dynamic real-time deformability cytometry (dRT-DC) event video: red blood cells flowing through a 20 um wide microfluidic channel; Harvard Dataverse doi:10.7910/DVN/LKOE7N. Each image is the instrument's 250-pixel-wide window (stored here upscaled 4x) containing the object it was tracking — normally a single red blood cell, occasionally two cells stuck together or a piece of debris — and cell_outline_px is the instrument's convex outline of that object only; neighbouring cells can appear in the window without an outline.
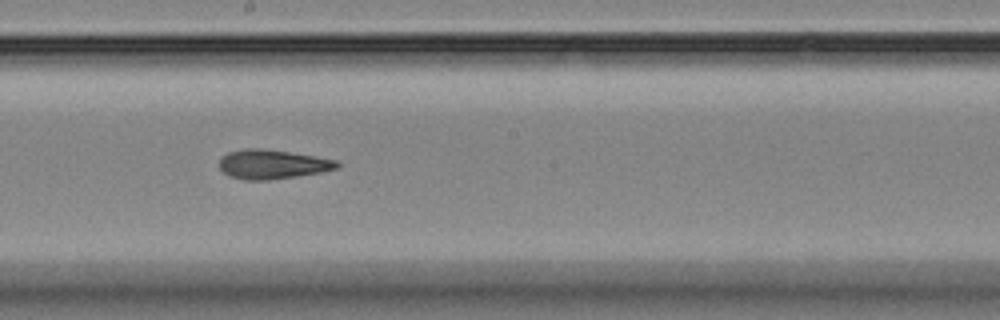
{"species": "Egyptian fruit bat (a non-hibernating species)", "species_latin": "Rousettus aegyptiacus", "temperature_condition": "room temperature", "stored_images_in_passage": 12, "camera_frame_rate_fps": 3000, "um_per_image_px": 0.085, "animal": {"sex": "female"}, "frame": {"image": 1, "passage_image": 9, "time_ms": 9.333, "image_size_px": [1000, 320], "cell_outline_px": [[340, 164], [336, 168], [320, 172], [296, 176], [268, 180], [244, 180], [228, 176], [220, 168], [220, 156], [228, 152], [244, 148], [260, 148], [288, 152], [336, 160]], "centroid_in_image_um": [23.08, 13.96], "position_along_channel_um": 225.1, "area_um2": 19.88}}
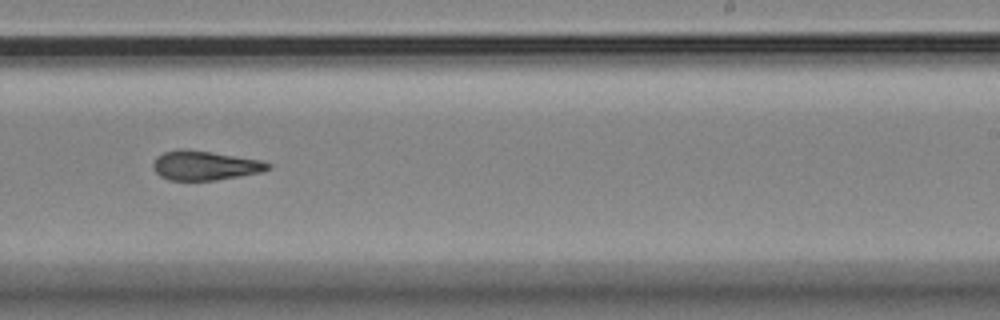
{"frame": {"image": 2, "passage_image": 10, "time_ms": 10.667, "image_size_px": [1000, 320], "cell_outline_px": [[272, 164], [268, 168], [260, 172], [216, 180], [168, 180], [160, 176], [152, 168], [152, 164], [156, 156], [164, 152], [180, 148], [184, 148], [212, 152], [260, 160]], "centroid_in_image_um": [17.34, 14.05], "position_along_channel_um": 271.7, "area_um2": 19.59}}
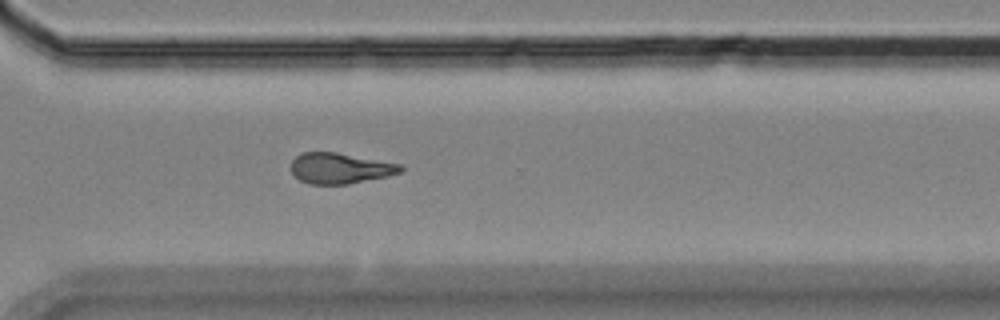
{"frame": {"image": 3, "passage_image": 12, "time_ms": 12.667, "image_size_px": [1000, 320], "cell_outline_px": [[404, 168], [400, 172], [388, 176], [348, 184], [308, 184], [300, 180], [292, 172], [292, 160], [300, 152], [336, 152], [400, 164]], "centroid_in_image_um": [28.89, 14.3], "position_along_channel_um": 341.7, "area_um2": 19.48}}